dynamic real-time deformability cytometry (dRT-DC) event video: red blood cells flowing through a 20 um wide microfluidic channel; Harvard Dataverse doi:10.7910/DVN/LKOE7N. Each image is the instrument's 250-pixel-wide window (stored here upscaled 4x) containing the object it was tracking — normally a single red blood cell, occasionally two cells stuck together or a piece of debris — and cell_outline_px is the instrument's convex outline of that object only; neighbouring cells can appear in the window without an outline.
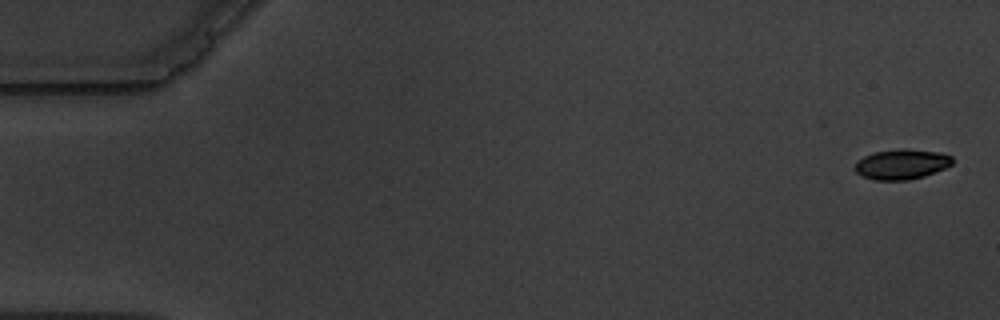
{"species": "common noctule bat (a hibernating species)", "species_latin": "Nyctalus noctula", "temperature_condition": "warm", "stored_images_in_passage": 4, "camera_frame_rate_fps": 3000, "um_per_image_px": 0.085, "animal": {"sex": "male", "body_mass_g": 19.5, "forearm_length_mm": 54.6}, "frame": {"image": 1, "passage_image": 1, "time_ms": 0.0, "image_size_px": [1000, 320], "cell_outline_px": [[952, 164], [944, 168], [924, 176], [908, 180], [872, 180], [860, 176], [856, 172], [856, 160], [872, 152], [900, 148], [904, 148], [940, 152], [952, 156]], "centroid_in_image_um": [76.6, 13.95], "position_along_channel_um": 8.4, "area_um2": 17.28}}